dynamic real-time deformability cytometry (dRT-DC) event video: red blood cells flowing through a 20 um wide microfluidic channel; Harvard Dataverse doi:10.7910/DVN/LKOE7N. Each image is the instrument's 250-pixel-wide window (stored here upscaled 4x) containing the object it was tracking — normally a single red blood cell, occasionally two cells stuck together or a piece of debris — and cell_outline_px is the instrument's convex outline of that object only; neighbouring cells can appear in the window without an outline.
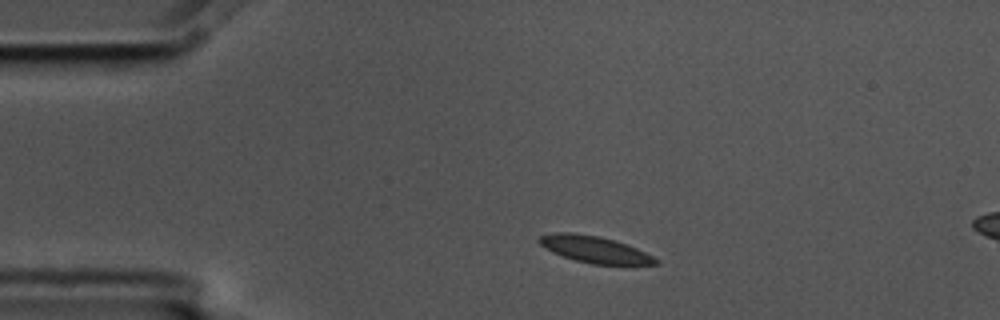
{"species": "common noctule bat (a hibernating species)", "species_latin": "Nyctalus noctula", "temperature_condition": "cold", "stored_images_in_passage": 2, "camera_frame_rate_fps": 3000, "um_per_image_px": 0.085, "animal": {"sex": "male", "body_mass_g": 17.5, "forearm_length_mm": 52.3}, "frame": {"image": 1, "passage_image": 1, "time_ms": 0.0, "image_size_px": [1000, 320], "cell_outline_px": [[660, 264], [592, 264], [576, 260], [552, 252], [544, 248], [536, 240], [540, 236], [552, 232], [572, 232], [596, 236], [616, 240], [636, 248], [660, 260]], "centroid_in_image_um": [50.51, 21.19], "position_along_channel_um": 34.5, "area_um2": 17.98}}